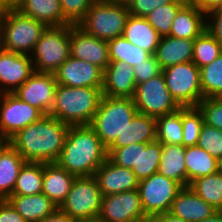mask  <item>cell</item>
Here are the masks:
<instances>
[{
  "label": "cell",
  "mask_w": 222,
  "mask_h": 222,
  "mask_svg": "<svg viewBox=\"0 0 222 222\" xmlns=\"http://www.w3.org/2000/svg\"><path fill=\"white\" fill-rule=\"evenodd\" d=\"M69 127L70 125L48 114L18 131L8 142L26 162H56Z\"/></svg>",
  "instance_id": "obj_1"
},
{
  "label": "cell",
  "mask_w": 222,
  "mask_h": 222,
  "mask_svg": "<svg viewBox=\"0 0 222 222\" xmlns=\"http://www.w3.org/2000/svg\"><path fill=\"white\" fill-rule=\"evenodd\" d=\"M107 158V148L90 125H71L56 163L76 177L92 176Z\"/></svg>",
  "instance_id": "obj_2"
},
{
  "label": "cell",
  "mask_w": 222,
  "mask_h": 222,
  "mask_svg": "<svg viewBox=\"0 0 222 222\" xmlns=\"http://www.w3.org/2000/svg\"><path fill=\"white\" fill-rule=\"evenodd\" d=\"M102 88L57 84L50 115L68 125H90L102 97Z\"/></svg>",
  "instance_id": "obj_3"
},
{
  "label": "cell",
  "mask_w": 222,
  "mask_h": 222,
  "mask_svg": "<svg viewBox=\"0 0 222 222\" xmlns=\"http://www.w3.org/2000/svg\"><path fill=\"white\" fill-rule=\"evenodd\" d=\"M47 26L15 8L4 10L1 21L0 48L31 55Z\"/></svg>",
  "instance_id": "obj_4"
},
{
  "label": "cell",
  "mask_w": 222,
  "mask_h": 222,
  "mask_svg": "<svg viewBox=\"0 0 222 222\" xmlns=\"http://www.w3.org/2000/svg\"><path fill=\"white\" fill-rule=\"evenodd\" d=\"M137 113L133 98L103 95L90 126L108 148Z\"/></svg>",
  "instance_id": "obj_5"
},
{
  "label": "cell",
  "mask_w": 222,
  "mask_h": 222,
  "mask_svg": "<svg viewBox=\"0 0 222 222\" xmlns=\"http://www.w3.org/2000/svg\"><path fill=\"white\" fill-rule=\"evenodd\" d=\"M129 15L128 5L95 1L78 26L94 37L109 41L122 36Z\"/></svg>",
  "instance_id": "obj_6"
},
{
  "label": "cell",
  "mask_w": 222,
  "mask_h": 222,
  "mask_svg": "<svg viewBox=\"0 0 222 222\" xmlns=\"http://www.w3.org/2000/svg\"><path fill=\"white\" fill-rule=\"evenodd\" d=\"M70 25L47 27L30 57L36 72L54 73L70 57Z\"/></svg>",
  "instance_id": "obj_7"
},
{
  "label": "cell",
  "mask_w": 222,
  "mask_h": 222,
  "mask_svg": "<svg viewBox=\"0 0 222 222\" xmlns=\"http://www.w3.org/2000/svg\"><path fill=\"white\" fill-rule=\"evenodd\" d=\"M102 197L94 175L76 177L68 195L58 208L73 220L96 219L101 211Z\"/></svg>",
  "instance_id": "obj_8"
},
{
  "label": "cell",
  "mask_w": 222,
  "mask_h": 222,
  "mask_svg": "<svg viewBox=\"0 0 222 222\" xmlns=\"http://www.w3.org/2000/svg\"><path fill=\"white\" fill-rule=\"evenodd\" d=\"M166 86L180 107H197L203 99L200 70L192 62L162 69Z\"/></svg>",
  "instance_id": "obj_9"
},
{
  "label": "cell",
  "mask_w": 222,
  "mask_h": 222,
  "mask_svg": "<svg viewBox=\"0 0 222 222\" xmlns=\"http://www.w3.org/2000/svg\"><path fill=\"white\" fill-rule=\"evenodd\" d=\"M133 100L138 113L154 118L181 108L171 96L163 72L137 84Z\"/></svg>",
  "instance_id": "obj_10"
},
{
  "label": "cell",
  "mask_w": 222,
  "mask_h": 222,
  "mask_svg": "<svg viewBox=\"0 0 222 222\" xmlns=\"http://www.w3.org/2000/svg\"><path fill=\"white\" fill-rule=\"evenodd\" d=\"M183 186L159 173L139 181L138 191L146 216H157L170 211L173 200Z\"/></svg>",
  "instance_id": "obj_11"
},
{
  "label": "cell",
  "mask_w": 222,
  "mask_h": 222,
  "mask_svg": "<svg viewBox=\"0 0 222 222\" xmlns=\"http://www.w3.org/2000/svg\"><path fill=\"white\" fill-rule=\"evenodd\" d=\"M146 217L138 189L102 197L101 222H142Z\"/></svg>",
  "instance_id": "obj_12"
},
{
  "label": "cell",
  "mask_w": 222,
  "mask_h": 222,
  "mask_svg": "<svg viewBox=\"0 0 222 222\" xmlns=\"http://www.w3.org/2000/svg\"><path fill=\"white\" fill-rule=\"evenodd\" d=\"M42 116L44 114L39 109L22 101L13 93H2L0 97V132L8 140Z\"/></svg>",
  "instance_id": "obj_13"
},
{
  "label": "cell",
  "mask_w": 222,
  "mask_h": 222,
  "mask_svg": "<svg viewBox=\"0 0 222 222\" xmlns=\"http://www.w3.org/2000/svg\"><path fill=\"white\" fill-rule=\"evenodd\" d=\"M56 86L53 73L34 71L13 94L48 115L54 105Z\"/></svg>",
  "instance_id": "obj_14"
},
{
  "label": "cell",
  "mask_w": 222,
  "mask_h": 222,
  "mask_svg": "<svg viewBox=\"0 0 222 222\" xmlns=\"http://www.w3.org/2000/svg\"><path fill=\"white\" fill-rule=\"evenodd\" d=\"M70 56L87 61L103 72L110 63L108 43L86 33L78 25H70Z\"/></svg>",
  "instance_id": "obj_15"
},
{
  "label": "cell",
  "mask_w": 222,
  "mask_h": 222,
  "mask_svg": "<svg viewBox=\"0 0 222 222\" xmlns=\"http://www.w3.org/2000/svg\"><path fill=\"white\" fill-rule=\"evenodd\" d=\"M57 84L103 88L104 72L97 66L70 56L54 73Z\"/></svg>",
  "instance_id": "obj_16"
},
{
  "label": "cell",
  "mask_w": 222,
  "mask_h": 222,
  "mask_svg": "<svg viewBox=\"0 0 222 222\" xmlns=\"http://www.w3.org/2000/svg\"><path fill=\"white\" fill-rule=\"evenodd\" d=\"M34 72L29 55L0 48V93H13Z\"/></svg>",
  "instance_id": "obj_17"
},
{
  "label": "cell",
  "mask_w": 222,
  "mask_h": 222,
  "mask_svg": "<svg viewBox=\"0 0 222 222\" xmlns=\"http://www.w3.org/2000/svg\"><path fill=\"white\" fill-rule=\"evenodd\" d=\"M94 177L103 196L138 189L139 185L132 169L115 165L108 158L95 171Z\"/></svg>",
  "instance_id": "obj_18"
},
{
  "label": "cell",
  "mask_w": 222,
  "mask_h": 222,
  "mask_svg": "<svg viewBox=\"0 0 222 222\" xmlns=\"http://www.w3.org/2000/svg\"><path fill=\"white\" fill-rule=\"evenodd\" d=\"M136 90L134 69L121 61H110L103 74L102 95L133 98Z\"/></svg>",
  "instance_id": "obj_19"
},
{
  "label": "cell",
  "mask_w": 222,
  "mask_h": 222,
  "mask_svg": "<svg viewBox=\"0 0 222 222\" xmlns=\"http://www.w3.org/2000/svg\"><path fill=\"white\" fill-rule=\"evenodd\" d=\"M169 212L189 222H201L211 217L217 210L190 187H183L173 200Z\"/></svg>",
  "instance_id": "obj_20"
},
{
  "label": "cell",
  "mask_w": 222,
  "mask_h": 222,
  "mask_svg": "<svg viewBox=\"0 0 222 222\" xmlns=\"http://www.w3.org/2000/svg\"><path fill=\"white\" fill-rule=\"evenodd\" d=\"M14 8L47 27L70 25L63 18L60 0H15Z\"/></svg>",
  "instance_id": "obj_21"
},
{
  "label": "cell",
  "mask_w": 222,
  "mask_h": 222,
  "mask_svg": "<svg viewBox=\"0 0 222 222\" xmlns=\"http://www.w3.org/2000/svg\"><path fill=\"white\" fill-rule=\"evenodd\" d=\"M205 30L206 13L189 0L173 19L169 36L194 40Z\"/></svg>",
  "instance_id": "obj_22"
},
{
  "label": "cell",
  "mask_w": 222,
  "mask_h": 222,
  "mask_svg": "<svg viewBox=\"0 0 222 222\" xmlns=\"http://www.w3.org/2000/svg\"><path fill=\"white\" fill-rule=\"evenodd\" d=\"M76 176L70 174L56 162L43 163V190L58 207L65 200Z\"/></svg>",
  "instance_id": "obj_23"
},
{
  "label": "cell",
  "mask_w": 222,
  "mask_h": 222,
  "mask_svg": "<svg viewBox=\"0 0 222 222\" xmlns=\"http://www.w3.org/2000/svg\"><path fill=\"white\" fill-rule=\"evenodd\" d=\"M155 140L156 118L137 113L108 148H121L135 143H151Z\"/></svg>",
  "instance_id": "obj_24"
},
{
  "label": "cell",
  "mask_w": 222,
  "mask_h": 222,
  "mask_svg": "<svg viewBox=\"0 0 222 222\" xmlns=\"http://www.w3.org/2000/svg\"><path fill=\"white\" fill-rule=\"evenodd\" d=\"M194 40L161 37L157 46L155 57L162 69L192 61Z\"/></svg>",
  "instance_id": "obj_25"
},
{
  "label": "cell",
  "mask_w": 222,
  "mask_h": 222,
  "mask_svg": "<svg viewBox=\"0 0 222 222\" xmlns=\"http://www.w3.org/2000/svg\"><path fill=\"white\" fill-rule=\"evenodd\" d=\"M7 200L26 222L41 221L58 208L44 193L36 195H11Z\"/></svg>",
  "instance_id": "obj_26"
},
{
  "label": "cell",
  "mask_w": 222,
  "mask_h": 222,
  "mask_svg": "<svg viewBox=\"0 0 222 222\" xmlns=\"http://www.w3.org/2000/svg\"><path fill=\"white\" fill-rule=\"evenodd\" d=\"M25 162L9 142L0 151V200L8 199L12 195L19 171Z\"/></svg>",
  "instance_id": "obj_27"
},
{
  "label": "cell",
  "mask_w": 222,
  "mask_h": 222,
  "mask_svg": "<svg viewBox=\"0 0 222 222\" xmlns=\"http://www.w3.org/2000/svg\"><path fill=\"white\" fill-rule=\"evenodd\" d=\"M122 36L133 45L154 55L160 36L144 17L129 15Z\"/></svg>",
  "instance_id": "obj_28"
},
{
  "label": "cell",
  "mask_w": 222,
  "mask_h": 222,
  "mask_svg": "<svg viewBox=\"0 0 222 222\" xmlns=\"http://www.w3.org/2000/svg\"><path fill=\"white\" fill-rule=\"evenodd\" d=\"M157 173L187 187L185 147L183 145L162 144Z\"/></svg>",
  "instance_id": "obj_29"
},
{
  "label": "cell",
  "mask_w": 222,
  "mask_h": 222,
  "mask_svg": "<svg viewBox=\"0 0 222 222\" xmlns=\"http://www.w3.org/2000/svg\"><path fill=\"white\" fill-rule=\"evenodd\" d=\"M185 164L187 169V187L195 179L217 172V158L198 145L185 147Z\"/></svg>",
  "instance_id": "obj_30"
},
{
  "label": "cell",
  "mask_w": 222,
  "mask_h": 222,
  "mask_svg": "<svg viewBox=\"0 0 222 222\" xmlns=\"http://www.w3.org/2000/svg\"><path fill=\"white\" fill-rule=\"evenodd\" d=\"M43 190V163L25 162L21 167L12 195H36Z\"/></svg>",
  "instance_id": "obj_31"
},
{
  "label": "cell",
  "mask_w": 222,
  "mask_h": 222,
  "mask_svg": "<svg viewBox=\"0 0 222 222\" xmlns=\"http://www.w3.org/2000/svg\"><path fill=\"white\" fill-rule=\"evenodd\" d=\"M156 140L162 144L182 145V107L156 118Z\"/></svg>",
  "instance_id": "obj_32"
},
{
  "label": "cell",
  "mask_w": 222,
  "mask_h": 222,
  "mask_svg": "<svg viewBox=\"0 0 222 222\" xmlns=\"http://www.w3.org/2000/svg\"><path fill=\"white\" fill-rule=\"evenodd\" d=\"M189 187L217 211H222V174L219 172L197 178Z\"/></svg>",
  "instance_id": "obj_33"
},
{
  "label": "cell",
  "mask_w": 222,
  "mask_h": 222,
  "mask_svg": "<svg viewBox=\"0 0 222 222\" xmlns=\"http://www.w3.org/2000/svg\"><path fill=\"white\" fill-rule=\"evenodd\" d=\"M110 61L125 62L131 67L143 63L151 56L147 51L133 45L123 36L107 41Z\"/></svg>",
  "instance_id": "obj_34"
},
{
  "label": "cell",
  "mask_w": 222,
  "mask_h": 222,
  "mask_svg": "<svg viewBox=\"0 0 222 222\" xmlns=\"http://www.w3.org/2000/svg\"><path fill=\"white\" fill-rule=\"evenodd\" d=\"M188 1L189 0H174L169 4L154 9L144 18L151 24L160 37L169 36L173 19Z\"/></svg>",
  "instance_id": "obj_35"
},
{
  "label": "cell",
  "mask_w": 222,
  "mask_h": 222,
  "mask_svg": "<svg viewBox=\"0 0 222 222\" xmlns=\"http://www.w3.org/2000/svg\"><path fill=\"white\" fill-rule=\"evenodd\" d=\"M199 70L203 98L222 97V53Z\"/></svg>",
  "instance_id": "obj_36"
},
{
  "label": "cell",
  "mask_w": 222,
  "mask_h": 222,
  "mask_svg": "<svg viewBox=\"0 0 222 222\" xmlns=\"http://www.w3.org/2000/svg\"><path fill=\"white\" fill-rule=\"evenodd\" d=\"M222 53V45L205 30L194 39L192 62L201 68L213 62Z\"/></svg>",
  "instance_id": "obj_37"
},
{
  "label": "cell",
  "mask_w": 222,
  "mask_h": 222,
  "mask_svg": "<svg viewBox=\"0 0 222 222\" xmlns=\"http://www.w3.org/2000/svg\"><path fill=\"white\" fill-rule=\"evenodd\" d=\"M162 143H140L139 171H133L139 181L157 173L160 163Z\"/></svg>",
  "instance_id": "obj_38"
},
{
  "label": "cell",
  "mask_w": 222,
  "mask_h": 222,
  "mask_svg": "<svg viewBox=\"0 0 222 222\" xmlns=\"http://www.w3.org/2000/svg\"><path fill=\"white\" fill-rule=\"evenodd\" d=\"M204 124V117L198 107H182V129L184 147L198 144L201 128Z\"/></svg>",
  "instance_id": "obj_39"
},
{
  "label": "cell",
  "mask_w": 222,
  "mask_h": 222,
  "mask_svg": "<svg viewBox=\"0 0 222 222\" xmlns=\"http://www.w3.org/2000/svg\"><path fill=\"white\" fill-rule=\"evenodd\" d=\"M108 159L115 165L139 171L140 143L121 148H107Z\"/></svg>",
  "instance_id": "obj_40"
},
{
  "label": "cell",
  "mask_w": 222,
  "mask_h": 222,
  "mask_svg": "<svg viewBox=\"0 0 222 222\" xmlns=\"http://www.w3.org/2000/svg\"><path fill=\"white\" fill-rule=\"evenodd\" d=\"M199 147L215 158L222 156V130L203 124L198 140Z\"/></svg>",
  "instance_id": "obj_41"
},
{
  "label": "cell",
  "mask_w": 222,
  "mask_h": 222,
  "mask_svg": "<svg viewBox=\"0 0 222 222\" xmlns=\"http://www.w3.org/2000/svg\"><path fill=\"white\" fill-rule=\"evenodd\" d=\"M96 0H60L63 18L70 25H78Z\"/></svg>",
  "instance_id": "obj_42"
},
{
  "label": "cell",
  "mask_w": 222,
  "mask_h": 222,
  "mask_svg": "<svg viewBox=\"0 0 222 222\" xmlns=\"http://www.w3.org/2000/svg\"><path fill=\"white\" fill-rule=\"evenodd\" d=\"M197 107L203 114L205 124L222 130L221 98H203Z\"/></svg>",
  "instance_id": "obj_43"
},
{
  "label": "cell",
  "mask_w": 222,
  "mask_h": 222,
  "mask_svg": "<svg viewBox=\"0 0 222 222\" xmlns=\"http://www.w3.org/2000/svg\"><path fill=\"white\" fill-rule=\"evenodd\" d=\"M136 85L149 80L162 72L155 55H151L143 63L136 64L133 67Z\"/></svg>",
  "instance_id": "obj_44"
},
{
  "label": "cell",
  "mask_w": 222,
  "mask_h": 222,
  "mask_svg": "<svg viewBox=\"0 0 222 222\" xmlns=\"http://www.w3.org/2000/svg\"><path fill=\"white\" fill-rule=\"evenodd\" d=\"M174 0H132L128 4L129 13L135 17H146L154 9Z\"/></svg>",
  "instance_id": "obj_45"
},
{
  "label": "cell",
  "mask_w": 222,
  "mask_h": 222,
  "mask_svg": "<svg viewBox=\"0 0 222 222\" xmlns=\"http://www.w3.org/2000/svg\"><path fill=\"white\" fill-rule=\"evenodd\" d=\"M206 30L222 45V7L206 13Z\"/></svg>",
  "instance_id": "obj_46"
},
{
  "label": "cell",
  "mask_w": 222,
  "mask_h": 222,
  "mask_svg": "<svg viewBox=\"0 0 222 222\" xmlns=\"http://www.w3.org/2000/svg\"><path fill=\"white\" fill-rule=\"evenodd\" d=\"M0 222H26L7 200H0Z\"/></svg>",
  "instance_id": "obj_47"
},
{
  "label": "cell",
  "mask_w": 222,
  "mask_h": 222,
  "mask_svg": "<svg viewBox=\"0 0 222 222\" xmlns=\"http://www.w3.org/2000/svg\"><path fill=\"white\" fill-rule=\"evenodd\" d=\"M201 11L207 13L216 8L222 7V0H190Z\"/></svg>",
  "instance_id": "obj_48"
},
{
  "label": "cell",
  "mask_w": 222,
  "mask_h": 222,
  "mask_svg": "<svg viewBox=\"0 0 222 222\" xmlns=\"http://www.w3.org/2000/svg\"><path fill=\"white\" fill-rule=\"evenodd\" d=\"M38 222H74V220L65 212L57 208L52 214Z\"/></svg>",
  "instance_id": "obj_49"
},
{
  "label": "cell",
  "mask_w": 222,
  "mask_h": 222,
  "mask_svg": "<svg viewBox=\"0 0 222 222\" xmlns=\"http://www.w3.org/2000/svg\"><path fill=\"white\" fill-rule=\"evenodd\" d=\"M163 222H189L186 221L184 219H181L175 215H173L172 213H170L169 211L164 213V214H160L157 215Z\"/></svg>",
  "instance_id": "obj_50"
},
{
  "label": "cell",
  "mask_w": 222,
  "mask_h": 222,
  "mask_svg": "<svg viewBox=\"0 0 222 222\" xmlns=\"http://www.w3.org/2000/svg\"><path fill=\"white\" fill-rule=\"evenodd\" d=\"M201 222H222V211H217L211 217H209Z\"/></svg>",
  "instance_id": "obj_51"
},
{
  "label": "cell",
  "mask_w": 222,
  "mask_h": 222,
  "mask_svg": "<svg viewBox=\"0 0 222 222\" xmlns=\"http://www.w3.org/2000/svg\"><path fill=\"white\" fill-rule=\"evenodd\" d=\"M14 6H15V0H0V7L3 10L14 8Z\"/></svg>",
  "instance_id": "obj_52"
},
{
  "label": "cell",
  "mask_w": 222,
  "mask_h": 222,
  "mask_svg": "<svg viewBox=\"0 0 222 222\" xmlns=\"http://www.w3.org/2000/svg\"><path fill=\"white\" fill-rule=\"evenodd\" d=\"M142 222H163L158 216H147Z\"/></svg>",
  "instance_id": "obj_53"
},
{
  "label": "cell",
  "mask_w": 222,
  "mask_h": 222,
  "mask_svg": "<svg viewBox=\"0 0 222 222\" xmlns=\"http://www.w3.org/2000/svg\"><path fill=\"white\" fill-rule=\"evenodd\" d=\"M7 143H8V139L0 132V151L4 148V146Z\"/></svg>",
  "instance_id": "obj_54"
},
{
  "label": "cell",
  "mask_w": 222,
  "mask_h": 222,
  "mask_svg": "<svg viewBox=\"0 0 222 222\" xmlns=\"http://www.w3.org/2000/svg\"><path fill=\"white\" fill-rule=\"evenodd\" d=\"M217 172L222 174V156L217 158Z\"/></svg>",
  "instance_id": "obj_55"
},
{
  "label": "cell",
  "mask_w": 222,
  "mask_h": 222,
  "mask_svg": "<svg viewBox=\"0 0 222 222\" xmlns=\"http://www.w3.org/2000/svg\"><path fill=\"white\" fill-rule=\"evenodd\" d=\"M74 222H101L98 218L89 220H74Z\"/></svg>",
  "instance_id": "obj_56"
},
{
  "label": "cell",
  "mask_w": 222,
  "mask_h": 222,
  "mask_svg": "<svg viewBox=\"0 0 222 222\" xmlns=\"http://www.w3.org/2000/svg\"><path fill=\"white\" fill-rule=\"evenodd\" d=\"M132 0H117V3L123 4V5H128Z\"/></svg>",
  "instance_id": "obj_57"
},
{
  "label": "cell",
  "mask_w": 222,
  "mask_h": 222,
  "mask_svg": "<svg viewBox=\"0 0 222 222\" xmlns=\"http://www.w3.org/2000/svg\"><path fill=\"white\" fill-rule=\"evenodd\" d=\"M3 12H4V10L0 7V31H1V21H2V17H3Z\"/></svg>",
  "instance_id": "obj_58"
},
{
  "label": "cell",
  "mask_w": 222,
  "mask_h": 222,
  "mask_svg": "<svg viewBox=\"0 0 222 222\" xmlns=\"http://www.w3.org/2000/svg\"><path fill=\"white\" fill-rule=\"evenodd\" d=\"M98 2H116L117 0H96Z\"/></svg>",
  "instance_id": "obj_59"
}]
</instances>
